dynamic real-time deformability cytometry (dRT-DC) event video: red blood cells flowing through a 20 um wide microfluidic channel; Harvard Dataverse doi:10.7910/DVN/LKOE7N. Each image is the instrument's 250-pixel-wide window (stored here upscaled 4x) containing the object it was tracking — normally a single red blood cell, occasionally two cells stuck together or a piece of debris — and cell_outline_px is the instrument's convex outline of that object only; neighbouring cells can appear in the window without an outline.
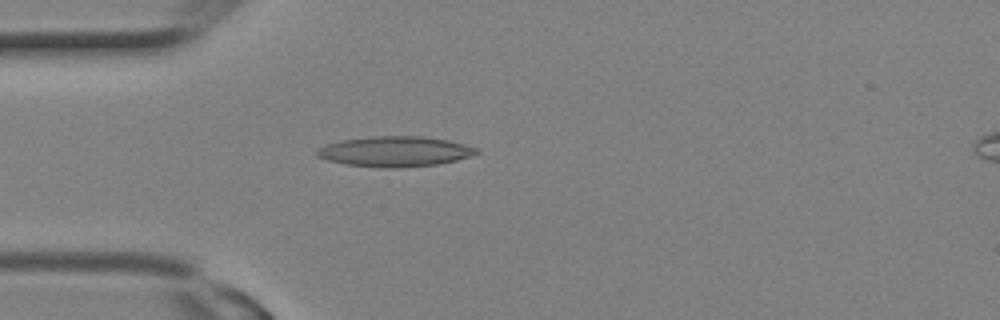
{"species": "Egyptian fruit bat (a non-hibernating species)", "species_latin": "Rousettus aegyptiacus", "temperature_condition": "room temperature", "stored_images_in_passage": 2, "camera_frame_rate_fps": 3000, "um_per_image_px": 0.085, "animal": {"sex": "female"}, "frame": {"image": 1, "passage_image": 1, "time_ms": 0.0, "image_size_px": [1000, 320], "cell_outline_px": [[480, 152], [472, 156], [456, 160], [436, 164], [396, 168], [384, 168], [348, 164], [328, 160], [316, 156], [316, 148], [324, 144], [340, 140], [372, 136], [424, 136], [448, 140], [464, 144], [476, 148]], "centroid_in_image_um": [33.54, 12.86], "position_along_channel_um": 51.5, "area_um2": 28.21}}